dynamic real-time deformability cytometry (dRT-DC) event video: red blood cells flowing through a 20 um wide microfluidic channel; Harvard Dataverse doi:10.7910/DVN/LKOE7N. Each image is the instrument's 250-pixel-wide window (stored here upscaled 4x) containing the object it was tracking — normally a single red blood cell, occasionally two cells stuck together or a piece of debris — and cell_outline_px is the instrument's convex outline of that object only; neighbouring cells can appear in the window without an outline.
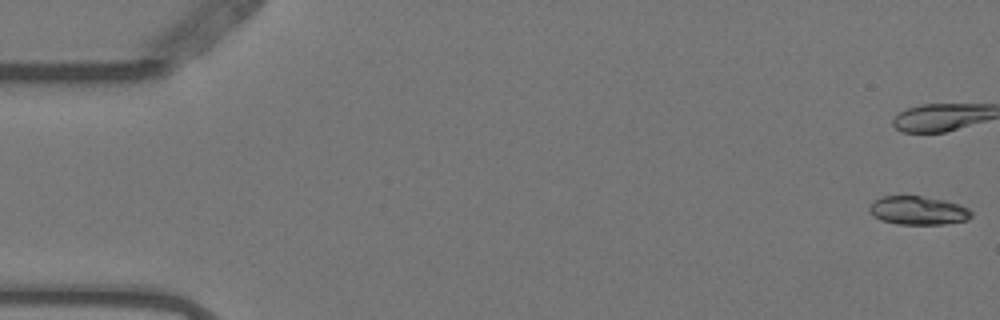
{"species": "Egyptian fruit bat (a non-hibernating species)", "species_latin": "Rousettus aegyptiacus", "temperature_condition": "warm", "stored_images_in_passage": 11, "camera_frame_rate_fps": 3000, "um_per_image_px": 0.085, "animal": {"sex": "female"}, "frame": {"image": 1, "passage_image": 1, "time_ms": 0.0, "image_size_px": [1000, 320], "cell_outline_px": [[972, 216], [968, 220], [944, 224], [896, 224], [880, 220], [872, 216], [868, 208], [872, 200], [884, 196], [920, 196], [944, 200], [960, 204], [968, 208], [972, 212]], "centroid_in_image_um": [78.02, 17.89], "position_along_channel_um": 7.0, "area_um2": 17.17}}